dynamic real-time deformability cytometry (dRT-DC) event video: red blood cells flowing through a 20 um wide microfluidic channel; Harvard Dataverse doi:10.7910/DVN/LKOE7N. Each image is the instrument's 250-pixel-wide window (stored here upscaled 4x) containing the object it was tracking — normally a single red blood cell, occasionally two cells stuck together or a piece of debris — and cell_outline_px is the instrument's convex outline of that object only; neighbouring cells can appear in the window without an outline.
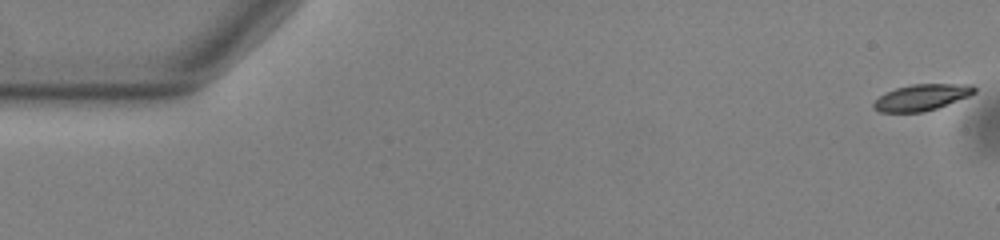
{"species": "common noctule bat (a hibernating species)", "species_latin": "Nyctalus noctula", "temperature_condition": "warm", "stored_images_in_passage": 55, "camera_frame_rate_fps": 3000, "um_per_image_px": 0.085, "animal": {"sex": "male", "body_mass_g": 13.0, "forearm_length_mm": 53.1}, "frame": {"image": 1, "passage_image": 1, "time_ms": 0.0, "image_size_px": [1000, 240], "cell_outline_px": [[976, 92], [968, 96], [936, 108], [924, 112], [880, 112], [872, 108], [872, 104], [880, 96], [896, 88], [912, 84], [972, 84], [976, 88]], "centroid_in_image_um": [78.34, 8.27], "position_along_channel_um": 6.7, "area_um2": 15.26}}
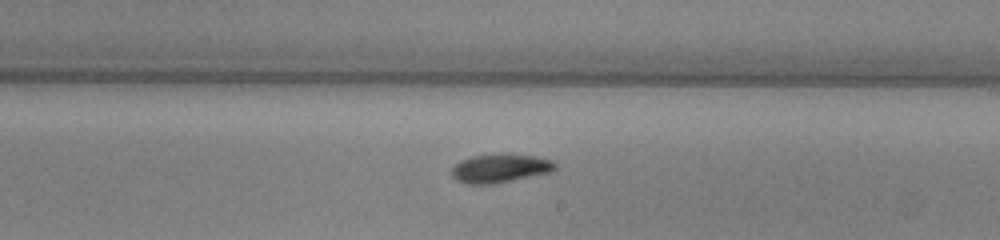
{"frame": {"image": 2, "passage_image": 32, "time_ms": 10.333, "image_size_px": [1000, 240], "cell_outline_px": [[556, 168], [552, 172], [496, 184], [468, 184], [456, 180], [452, 176], [452, 168], [460, 160], [472, 156], [504, 152], [536, 156], [552, 160], [556, 164]], "centroid_in_image_um": [42.53, 14.29], "position_along_channel_um": 246.5, "area_um2": 17.74}}
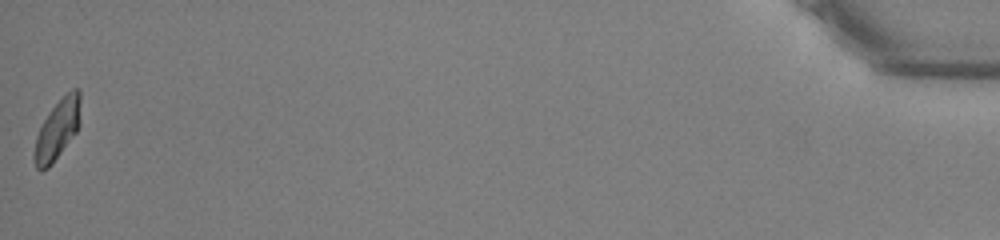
{"frame": {"image": 3, "passage_image": 55, "time_ms": 18.0, "image_size_px": [1000, 240], "cell_outline_px": [[80, 124], [76, 132], [52, 164], [48, 168], [40, 172], [36, 168], [32, 156], [36, 136], [44, 120], [52, 108], [72, 88], [80, 88]], "centroid_in_image_um": [4.87, 11.04], "position_along_channel_um": 430.3, "area_um2": 16.13}, "authors_computed_cell_mechanics": {"area_um2": 16.2996, "velocity_mm_per_s": 3.7476, "shape_relaxation_time_tau1_ms": 3.2155, "shape_relaxation_time_tau2_ms": null, "deformation_change_tau1": 0.1353, "deformation_change_tau2": null}}